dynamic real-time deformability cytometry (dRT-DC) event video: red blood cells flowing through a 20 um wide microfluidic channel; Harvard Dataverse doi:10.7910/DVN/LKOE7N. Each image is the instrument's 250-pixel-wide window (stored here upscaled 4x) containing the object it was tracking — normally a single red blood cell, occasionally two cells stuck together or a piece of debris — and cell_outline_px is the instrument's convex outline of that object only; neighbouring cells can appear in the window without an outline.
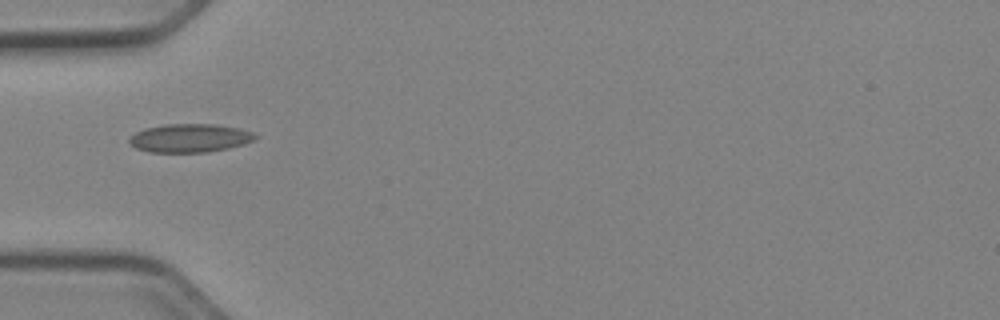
{"species": "Egyptian fruit bat (a non-hibernating species)", "species_latin": "Rousettus aegyptiacus", "temperature_condition": "cold", "stored_images_in_passage": 35, "camera_frame_rate_fps": 3000, "um_per_image_px": 0.085, "animal": {"sex": "female"}, "frame": {"image": 1, "passage_image": 1, "time_ms": 0.0, "image_size_px": [1000, 320], "cell_outline_px": [[260, 136], [244, 144], [228, 148], [208, 152], [148, 152], [136, 148], [128, 144], [128, 140], [136, 132], [144, 128], [164, 124], [216, 124], [240, 128], [252, 132]], "centroid_in_image_um": [16.13, 11.73], "position_along_channel_um": 68.9, "area_um2": 21.04}}
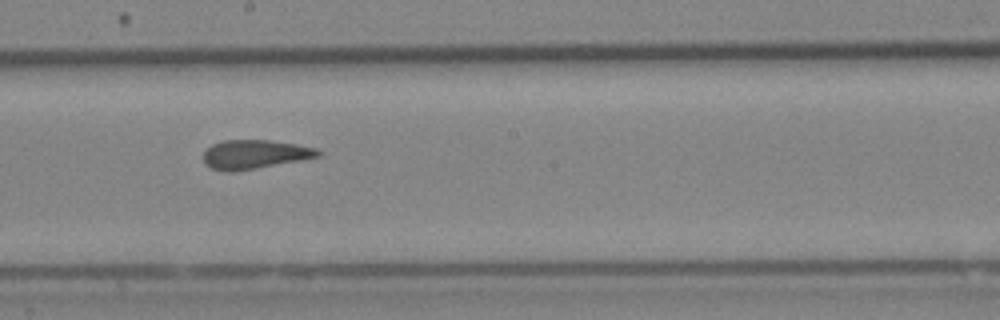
{"frame": {"image": 2, "passage_image": 13, "time_ms": 4.0, "image_size_px": [1000, 320], "cell_outline_px": [[320, 156], [236, 172], [224, 172], [212, 168], [204, 164], [204, 152], [212, 144], [224, 140], [268, 140], [296, 144], [316, 148], [320, 152]], "centroid_in_image_um": [21.6, 13.12], "position_along_channel_um": 226.6, "area_um2": 19.25}}
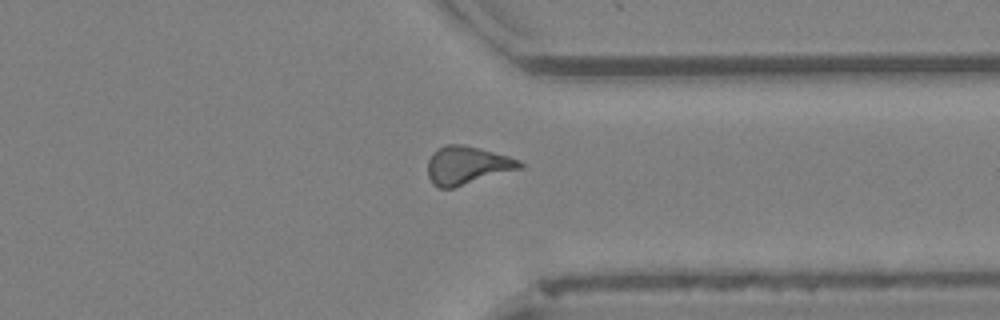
{"frame": {"image": 3, "passage_image": 24, "time_ms": 7.667, "image_size_px": [1000, 320], "cell_outline_px": [[524, 168], [452, 188], [436, 188], [432, 184], [428, 176], [428, 160], [432, 152], [444, 144], [464, 144], [480, 148], [508, 156], [520, 160], [524, 164]], "centroid_in_image_um": [39.7, 14.05], "position_along_channel_um": 371.7, "area_um2": 20.75}, "authors_computed_cell_mechanics": {"area_um2": 19.4208, "velocity_mm_per_s": 3.9689, "shape_relaxation_time_tau1_ms": null, "shape_relaxation_time_tau2_ms": 1.896, "deformation_change_tau1": null, "deformation_change_tau2": 0.0672}}